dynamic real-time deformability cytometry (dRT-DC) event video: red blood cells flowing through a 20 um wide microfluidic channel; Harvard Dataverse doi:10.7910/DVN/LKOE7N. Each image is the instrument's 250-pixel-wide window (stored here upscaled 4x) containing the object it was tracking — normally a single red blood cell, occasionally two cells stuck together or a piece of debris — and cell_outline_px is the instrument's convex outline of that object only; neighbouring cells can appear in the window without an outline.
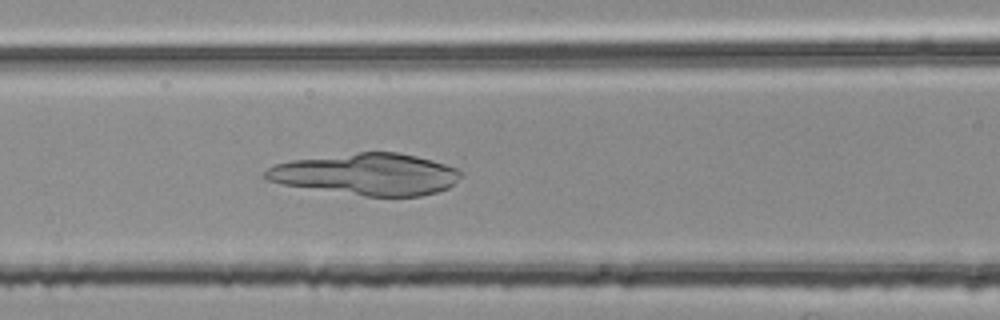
{"species": "common noctule bat (a hibernating species)", "species_latin": "Nyctalus noctula", "temperature_condition": "room temperature", "stored_images_in_passage": 48, "camera_frame_rate_fps": 3000, "um_per_image_px": 0.085, "animal": {"sex": "female", "body_mass_g": 25.1}, "frame": {"image": 1, "passage_image": 22, "time_ms": 7.0, "image_size_px": [1000, 320], "cell_outline_px": [[460, 176], [448, 188], [436, 192], [420, 196], [364, 196], [280, 184], [268, 180], [264, 176], [264, 172], [272, 164], [292, 160], [360, 152], [396, 152], [416, 156], [432, 160], [456, 168], [460, 172]], "centroid_in_image_um": [31.13, 14.81], "position_along_channel_um": 135.5, "area_um2": 47.05}}
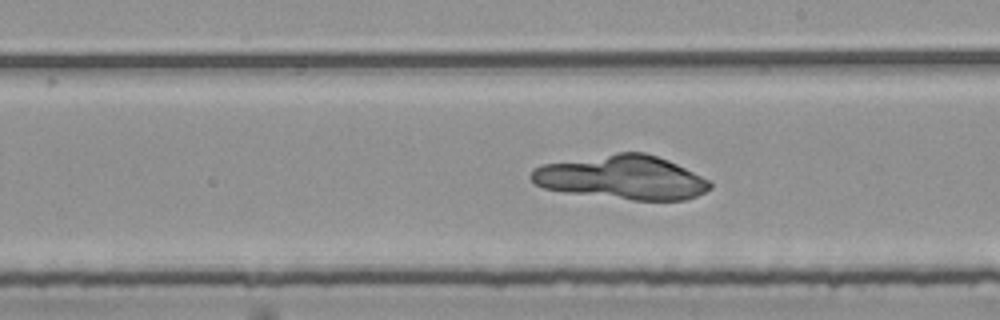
{"frame": {"image": 2, "passage_image": 30, "time_ms": 9.667, "image_size_px": [1000, 320], "cell_outline_px": [[712, 188], [696, 196], [684, 200], [632, 200], [564, 192], [544, 188], [536, 184], [528, 176], [536, 168], [544, 164], [616, 152], [644, 152], [668, 160], [708, 180], [712, 184]], "centroid_in_image_um": [52.86, 15.08], "position_along_channel_um": 236.1, "area_um2": 45.49}}
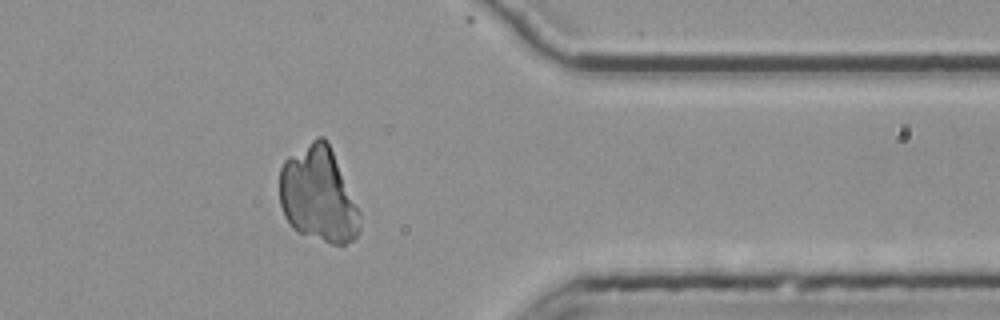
{"frame": {"image": 3, "passage_image": 43, "time_ms": 14.0, "image_size_px": [1000, 320], "cell_outline_px": [[360, 228], [356, 236], [352, 240], [344, 244], [332, 244], [296, 232], [292, 228], [284, 216], [280, 204], [280, 168], [284, 160], [288, 156], [316, 136], [324, 136], [328, 140], [360, 212]], "centroid_in_image_um": [27.04, 16.54], "position_along_channel_um": 384.4, "area_um2": 44.8}}